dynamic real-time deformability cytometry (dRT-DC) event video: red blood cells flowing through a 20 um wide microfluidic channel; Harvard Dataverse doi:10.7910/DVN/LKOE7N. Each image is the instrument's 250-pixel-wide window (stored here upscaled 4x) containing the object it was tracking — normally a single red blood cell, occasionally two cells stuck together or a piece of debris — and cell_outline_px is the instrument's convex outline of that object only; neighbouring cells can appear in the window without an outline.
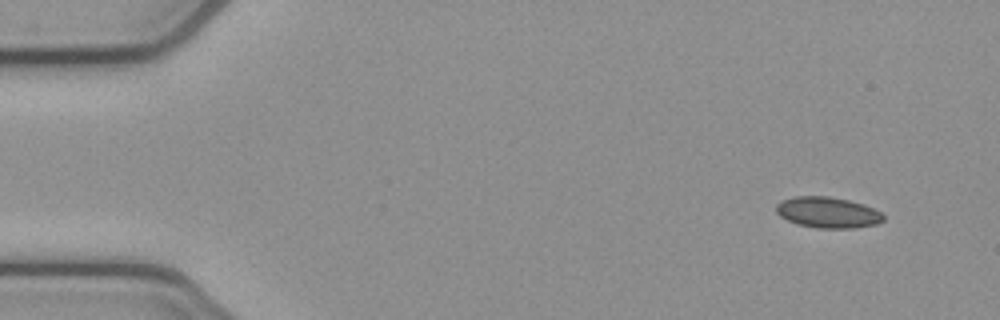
{"species": "common noctule bat (a hibernating species)", "species_latin": "Nyctalus noctula", "temperature_condition": "cold", "stored_images_in_passage": 4, "camera_frame_rate_fps": 3000, "um_per_image_px": 0.085, "animal": {"sex": "female", "body_mass_g": 21.9}, "frame": {"image": 1, "passage_image": 1, "time_ms": 0.0, "image_size_px": [1000, 320], "cell_outline_px": [[884, 220], [876, 224], [852, 228], [816, 228], [796, 224], [780, 216], [776, 212], [776, 204], [780, 200], [796, 196], [828, 196], [848, 200], [864, 204], [880, 212], [884, 216]], "centroid_in_image_um": [70.33, 18.05], "position_along_channel_um": 14.7, "area_um2": 19.36}}